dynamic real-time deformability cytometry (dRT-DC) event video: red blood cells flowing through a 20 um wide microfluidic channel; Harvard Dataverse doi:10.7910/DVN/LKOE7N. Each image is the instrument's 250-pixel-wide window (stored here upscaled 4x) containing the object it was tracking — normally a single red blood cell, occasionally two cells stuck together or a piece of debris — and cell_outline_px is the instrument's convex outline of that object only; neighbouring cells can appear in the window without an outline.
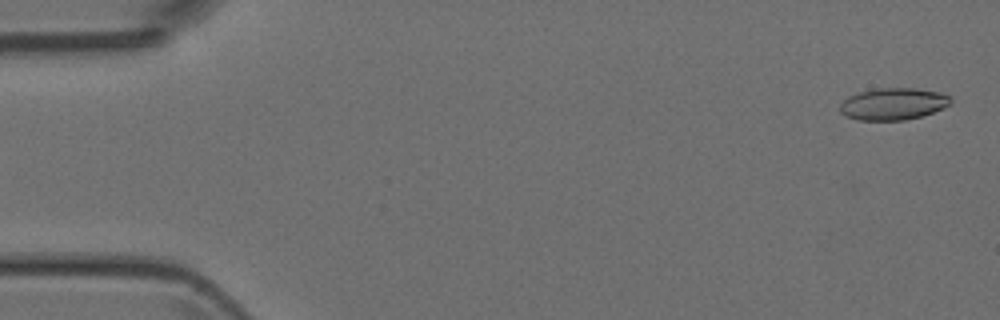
{"species": "Egyptian fruit bat (a non-hibernating species)", "species_latin": "Rousettus aegyptiacus", "temperature_condition": "room temperature", "stored_images_in_passage": 4, "segment_of_instrument_passage": [2, 2], "camera_frame_rate_fps": 3000, "um_per_image_px": 0.085, "animal": {"sex": "female"}, "frame": {"image": 1, "passage_image": 4, "time_ms": 4.333, "image_size_px": [1000, 320], "cell_outline_px": [[952, 100], [944, 108], [920, 116], [904, 120], [860, 120], [844, 116], [840, 112], [840, 104], [848, 96], [872, 88], [916, 88], [940, 92], [952, 96]], "centroid_in_image_um": [75.91, 8.82], "position_along_channel_um": 9.1, "area_um2": 20.69}}